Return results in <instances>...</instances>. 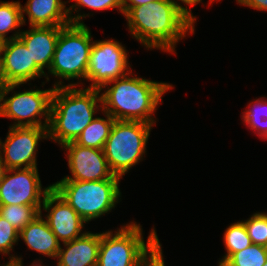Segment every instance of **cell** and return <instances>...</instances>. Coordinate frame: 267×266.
<instances>
[{"label":"cell","mask_w":267,"mask_h":266,"mask_svg":"<svg viewBox=\"0 0 267 266\" xmlns=\"http://www.w3.org/2000/svg\"><path fill=\"white\" fill-rule=\"evenodd\" d=\"M132 35L147 48L174 52L187 30L194 33L195 16L175 0H156L132 7L125 16Z\"/></svg>","instance_id":"6da1fadb"},{"label":"cell","mask_w":267,"mask_h":266,"mask_svg":"<svg viewBox=\"0 0 267 266\" xmlns=\"http://www.w3.org/2000/svg\"><path fill=\"white\" fill-rule=\"evenodd\" d=\"M128 75L113 79L100 88L102 90L114 82V85L107 87L108 90L101 95L102 111L115 120L155 124L156 121L151 117L162 100V95L171 89L172 85L136 76L131 78Z\"/></svg>","instance_id":"7a4b0ae2"},{"label":"cell","mask_w":267,"mask_h":266,"mask_svg":"<svg viewBox=\"0 0 267 266\" xmlns=\"http://www.w3.org/2000/svg\"><path fill=\"white\" fill-rule=\"evenodd\" d=\"M76 85H62V81L54 84L47 133L61 146L79 137L93 121L97 102L102 103L100 89H76Z\"/></svg>","instance_id":"3957f363"},{"label":"cell","mask_w":267,"mask_h":266,"mask_svg":"<svg viewBox=\"0 0 267 266\" xmlns=\"http://www.w3.org/2000/svg\"><path fill=\"white\" fill-rule=\"evenodd\" d=\"M119 180H61L52 184V188L86 223L115 207L121 195L118 186Z\"/></svg>","instance_id":"277c9868"},{"label":"cell","mask_w":267,"mask_h":266,"mask_svg":"<svg viewBox=\"0 0 267 266\" xmlns=\"http://www.w3.org/2000/svg\"><path fill=\"white\" fill-rule=\"evenodd\" d=\"M114 235L111 231L101 233L97 266H139L160 244L154 229L147 239L142 237L141 226L131 222L122 226Z\"/></svg>","instance_id":"5b68a950"},{"label":"cell","mask_w":267,"mask_h":266,"mask_svg":"<svg viewBox=\"0 0 267 266\" xmlns=\"http://www.w3.org/2000/svg\"><path fill=\"white\" fill-rule=\"evenodd\" d=\"M152 124L115 120L103 152L111 172L122 177L146 152Z\"/></svg>","instance_id":"8992f818"},{"label":"cell","mask_w":267,"mask_h":266,"mask_svg":"<svg viewBox=\"0 0 267 266\" xmlns=\"http://www.w3.org/2000/svg\"><path fill=\"white\" fill-rule=\"evenodd\" d=\"M90 30L85 24L70 23L63 26L49 72L66 80L86 79L92 42Z\"/></svg>","instance_id":"52a82bcc"},{"label":"cell","mask_w":267,"mask_h":266,"mask_svg":"<svg viewBox=\"0 0 267 266\" xmlns=\"http://www.w3.org/2000/svg\"><path fill=\"white\" fill-rule=\"evenodd\" d=\"M19 85L21 84H8L0 91V116L17 120L18 123L14 122L13 127L48 128L54 86L48 90H26L15 93L8 99L4 98ZM43 115H45V122L42 125L40 118Z\"/></svg>","instance_id":"ba28073f"},{"label":"cell","mask_w":267,"mask_h":266,"mask_svg":"<svg viewBox=\"0 0 267 266\" xmlns=\"http://www.w3.org/2000/svg\"><path fill=\"white\" fill-rule=\"evenodd\" d=\"M126 49L113 40L94 42L90 53L87 80L92 81L90 88L100 89L113 79L121 78L129 72ZM128 70V71H127Z\"/></svg>","instance_id":"9c48e42d"},{"label":"cell","mask_w":267,"mask_h":266,"mask_svg":"<svg viewBox=\"0 0 267 266\" xmlns=\"http://www.w3.org/2000/svg\"><path fill=\"white\" fill-rule=\"evenodd\" d=\"M51 188L42 190L37 168L7 169L0 182V205L41 206Z\"/></svg>","instance_id":"30bf717a"},{"label":"cell","mask_w":267,"mask_h":266,"mask_svg":"<svg viewBox=\"0 0 267 266\" xmlns=\"http://www.w3.org/2000/svg\"><path fill=\"white\" fill-rule=\"evenodd\" d=\"M8 136L3 143L0 140V159L6 169L37 168L36 149L40 139L48 138L45 127L10 126ZM4 158H3V157Z\"/></svg>","instance_id":"8fae6325"},{"label":"cell","mask_w":267,"mask_h":266,"mask_svg":"<svg viewBox=\"0 0 267 266\" xmlns=\"http://www.w3.org/2000/svg\"><path fill=\"white\" fill-rule=\"evenodd\" d=\"M62 147L68 150V166L73 176L64 177L62 180L121 179L111 172L103 150L83 147L74 141L65 143Z\"/></svg>","instance_id":"7c38bea8"},{"label":"cell","mask_w":267,"mask_h":266,"mask_svg":"<svg viewBox=\"0 0 267 266\" xmlns=\"http://www.w3.org/2000/svg\"><path fill=\"white\" fill-rule=\"evenodd\" d=\"M42 204L43 209L48 210L45 220L59 242H70L84 234L81 231L85 221L53 188L47 193Z\"/></svg>","instance_id":"4fadbf2b"},{"label":"cell","mask_w":267,"mask_h":266,"mask_svg":"<svg viewBox=\"0 0 267 266\" xmlns=\"http://www.w3.org/2000/svg\"><path fill=\"white\" fill-rule=\"evenodd\" d=\"M1 54L8 84H24L36 77L46 76L19 37L2 42Z\"/></svg>","instance_id":"5bb4252c"},{"label":"cell","mask_w":267,"mask_h":266,"mask_svg":"<svg viewBox=\"0 0 267 266\" xmlns=\"http://www.w3.org/2000/svg\"><path fill=\"white\" fill-rule=\"evenodd\" d=\"M65 2L61 0H28L25 7L22 6V21L25 24L24 13L28 14L30 27L32 26H57L63 27L70 23L84 24L83 15L69 16Z\"/></svg>","instance_id":"9a60e30c"},{"label":"cell","mask_w":267,"mask_h":266,"mask_svg":"<svg viewBox=\"0 0 267 266\" xmlns=\"http://www.w3.org/2000/svg\"><path fill=\"white\" fill-rule=\"evenodd\" d=\"M32 29L20 33L19 38L24 42L35 64L44 71L50 68L58 36L62 27L32 26Z\"/></svg>","instance_id":"2e32d148"},{"label":"cell","mask_w":267,"mask_h":266,"mask_svg":"<svg viewBox=\"0 0 267 266\" xmlns=\"http://www.w3.org/2000/svg\"><path fill=\"white\" fill-rule=\"evenodd\" d=\"M101 233L84 234L60 247L57 266H97Z\"/></svg>","instance_id":"e0dca14e"},{"label":"cell","mask_w":267,"mask_h":266,"mask_svg":"<svg viewBox=\"0 0 267 266\" xmlns=\"http://www.w3.org/2000/svg\"><path fill=\"white\" fill-rule=\"evenodd\" d=\"M20 237L30 249L57 258L60 242L49 228L47 221L42 219L41 214L19 232Z\"/></svg>","instance_id":"ac0fdd59"},{"label":"cell","mask_w":267,"mask_h":266,"mask_svg":"<svg viewBox=\"0 0 267 266\" xmlns=\"http://www.w3.org/2000/svg\"><path fill=\"white\" fill-rule=\"evenodd\" d=\"M105 115L107 119L94 118L74 142L83 147L103 150L115 121L107 112Z\"/></svg>","instance_id":"d6986e66"},{"label":"cell","mask_w":267,"mask_h":266,"mask_svg":"<svg viewBox=\"0 0 267 266\" xmlns=\"http://www.w3.org/2000/svg\"><path fill=\"white\" fill-rule=\"evenodd\" d=\"M41 207L42 206L0 205V216L20 232L37 218V216L42 214Z\"/></svg>","instance_id":"ffe728a7"},{"label":"cell","mask_w":267,"mask_h":266,"mask_svg":"<svg viewBox=\"0 0 267 266\" xmlns=\"http://www.w3.org/2000/svg\"><path fill=\"white\" fill-rule=\"evenodd\" d=\"M23 25L22 6L20 2H0V41L18 38L20 31L11 37H6V33Z\"/></svg>","instance_id":"44dd1931"},{"label":"cell","mask_w":267,"mask_h":266,"mask_svg":"<svg viewBox=\"0 0 267 266\" xmlns=\"http://www.w3.org/2000/svg\"><path fill=\"white\" fill-rule=\"evenodd\" d=\"M224 243L227 254L219 262L222 265L233 253L242 251L252 245L247 229L243 223L237 222L230 225L224 233Z\"/></svg>","instance_id":"7402d4cb"},{"label":"cell","mask_w":267,"mask_h":266,"mask_svg":"<svg viewBox=\"0 0 267 266\" xmlns=\"http://www.w3.org/2000/svg\"><path fill=\"white\" fill-rule=\"evenodd\" d=\"M267 260V247L252 244L233 253L222 266H263Z\"/></svg>","instance_id":"603a6c76"},{"label":"cell","mask_w":267,"mask_h":266,"mask_svg":"<svg viewBox=\"0 0 267 266\" xmlns=\"http://www.w3.org/2000/svg\"><path fill=\"white\" fill-rule=\"evenodd\" d=\"M253 106L250 107L252 109L244 111L243 120L251 129L257 130L259 136L267 139V101L257 99Z\"/></svg>","instance_id":"cb8c5ba5"},{"label":"cell","mask_w":267,"mask_h":266,"mask_svg":"<svg viewBox=\"0 0 267 266\" xmlns=\"http://www.w3.org/2000/svg\"><path fill=\"white\" fill-rule=\"evenodd\" d=\"M243 223L252 244L267 247V213H255Z\"/></svg>","instance_id":"d4e9b609"},{"label":"cell","mask_w":267,"mask_h":266,"mask_svg":"<svg viewBox=\"0 0 267 266\" xmlns=\"http://www.w3.org/2000/svg\"><path fill=\"white\" fill-rule=\"evenodd\" d=\"M18 240L19 231L0 216V253L10 254L13 244H16Z\"/></svg>","instance_id":"484cf974"},{"label":"cell","mask_w":267,"mask_h":266,"mask_svg":"<svg viewBox=\"0 0 267 266\" xmlns=\"http://www.w3.org/2000/svg\"><path fill=\"white\" fill-rule=\"evenodd\" d=\"M76 1L75 5H72L68 8V15H71V9L76 7L81 8L85 6L94 10H104V9H113L118 8V10L123 13V7L121 0H73ZM78 6V7H77Z\"/></svg>","instance_id":"4316f807"},{"label":"cell","mask_w":267,"mask_h":266,"mask_svg":"<svg viewBox=\"0 0 267 266\" xmlns=\"http://www.w3.org/2000/svg\"><path fill=\"white\" fill-rule=\"evenodd\" d=\"M161 245L149 252V258L147 257L139 266H165Z\"/></svg>","instance_id":"83f0119b"},{"label":"cell","mask_w":267,"mask_h":266,"mask_svg":"<svg viewBox=\"0 0 267 266\" xmlns=\"http://www.w3.org/2000/svg\"><path fill=\"white\" fill-rule=\"evenodd\" d=\"M237 2L257 10L267 11V0H237Z\"/></svg>","instance_id":"f1b7e54d"},{"label":"cell","mask_w":267,"mask_h":266,"mask_svg":"<svg viewBox=\"0 0 267 266\" xmlns=\"http://www.w3.org/2000/svg\"><path fill=\"white\" fill-rule=\"evenodd\" d=\"M154 1L156 0H121V4L123 7V14L125 15L132 7L147 5L148 3Z\"/></svg>","instance_id":"f546056e"},{"label":"cell","mask_w":267,"mask_h":266,"mask_svg":"<svg viewBox=\"0 0 267 266\" xmlns=\"http://www.w3.org/2000/svg\"><path fill=\"white\" fill-rule=\"evenodd\" d=\"M8 85L5 73H4V67H3V60L2 55L0 51V91L4 89Z\"/></svg>","instance_id":"4dcf8cb0"},{"label":"cell","mask_w":267,"mask_h":266,"mask_svg":"<svg viewBox=\"0 0 267 266\" xmlns=\"http://www.w3.org/2000/svg\"><path fill=\"white\" fill-rule=\"evenodd\" d=\"M5 266H23L21 257H10V261Z\"/></svg>","instance_id":"1f68e13d"},{"label":"cell","mask_w":267,"mask_h":266,"mask_svg":"<svg viewBox=\"0 0 267 266\" xmlns=\"http://www.w3.org/2000/svg\"><path fill=\"white\" fill-rule=\"evenodd\" d=\"M6 170L7 169H6L5 165L2 163V161L0 159V182L3 179V176H4L5 172H6Z\"/></svg>","instance_id":"d6a6232c"},{"label":"cell","mask_w":267,"mask_h":266,"mask_svg":"<svg viewBox=\"0 0 267 266\" xmlns=\"http://www.w3.org/2000/svg\"><path fill=\"white\" fill-rule=\"evenodd\" d=\"M180 1L190 6H194L195 4L200 3L202 0H180Z\"/></svg>","instance_id":"836d02e7"},{"label":"cell","mask_w":267,"mask_h":266,"mask_svg":"<svg viewBox=\"0 0 267 266\" xmlns=\"http://www.w3.org/2000/svg\"><path fill=\"white\" fill-rule=\"evenodd\" d=\"M35 264L33 263L32 266H42L40 263L39 264L35 263Z\"/></svg>","instance_id":"e575fe53"}]
</instances>
